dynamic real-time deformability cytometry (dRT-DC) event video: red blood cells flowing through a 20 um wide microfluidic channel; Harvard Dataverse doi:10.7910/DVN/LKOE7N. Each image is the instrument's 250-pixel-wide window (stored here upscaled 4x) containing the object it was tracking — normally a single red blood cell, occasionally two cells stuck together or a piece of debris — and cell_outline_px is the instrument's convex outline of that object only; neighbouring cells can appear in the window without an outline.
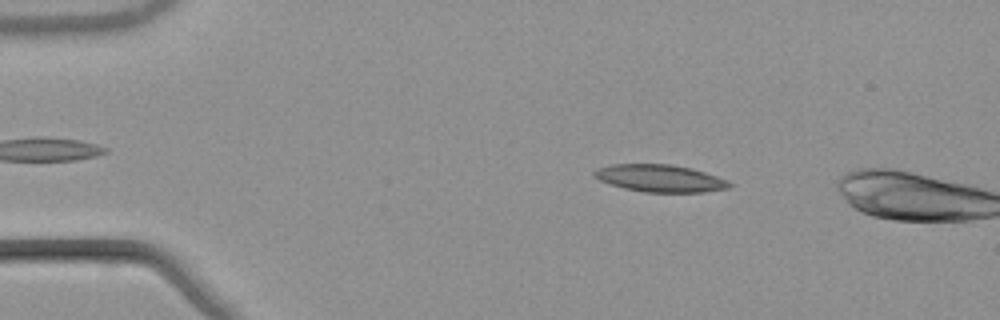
{"species": "common noctule bat (a hibernating species)", "species_latin": "Nyctalus noctula", "temperature_condition": "warm", "stored_images_in_passage": 10, "camera_frame_rate_fps": 3000, "um_per_image_px": 0.085, "animal": {"sex": "male", "body_mass_g": 21.5, "forearm_length_mm": 52.0}, "frame": {"image": 1, "passage_image": 7, "time_ms": 2.0, "image_size_px": [1000, 320], "cell_outline_px": [[732, 184], [728, 188], [704, 192], [644, 192], [624, 188], [600, 180], [592, 176], [592, 172], [596, 168], [612, 164], [672, 164], [692, 168], [728, 180]], "centroid_in_image_um": [56.08, 15.15], "position_along_channel_um": 28.9, "area_um2": 21.5}}